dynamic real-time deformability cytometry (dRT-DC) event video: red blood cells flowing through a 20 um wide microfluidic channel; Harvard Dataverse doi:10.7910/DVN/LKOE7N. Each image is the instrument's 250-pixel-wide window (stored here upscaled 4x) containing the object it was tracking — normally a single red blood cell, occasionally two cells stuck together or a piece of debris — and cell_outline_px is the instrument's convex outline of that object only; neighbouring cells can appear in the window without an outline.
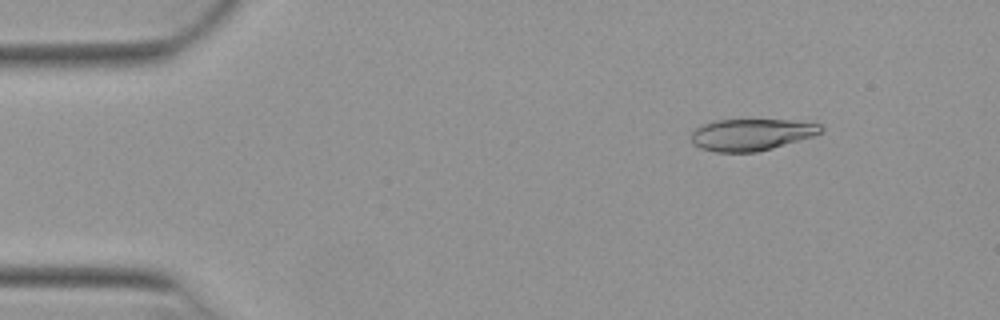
{"species": "Egyptian fruit bat (a non-hibernating species)", "species_latin": "Rousettus aegyptiacus", "temperature_condition": "warm", "stored_images_in_passage": 25, "camera_frame_rate_fps": 3000, "um_per_image_px": 0.085, "animal": {"sex": "female"}, "frame": {"image": 1, "passage_image": 6, "time_ms": 1.667, "image_size_px": [1000, 320], "cell_outline_px": [[824, 132], [812, 136], [772, 148], [756, 152], [716, 152], [700, 148], [692, 144], [692, 132], [700, 124], [716, 120], [788, 120], [820, 124], [824, 128]], "centroid_in_image_um": [63.84, 11.44], "position_along_channel_um": 21.2, "area_um2": 23.93}}
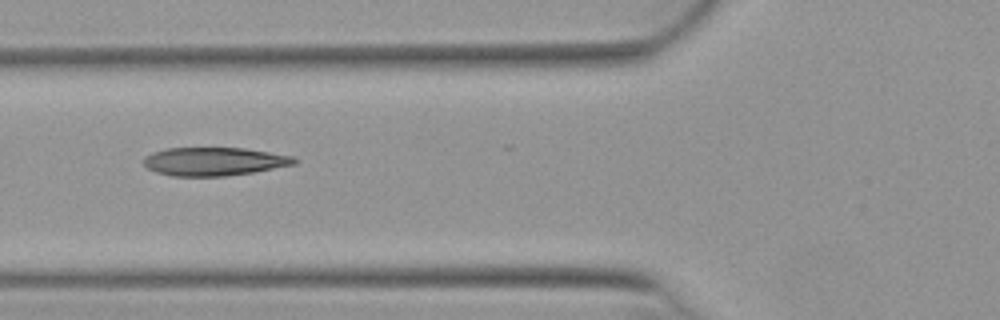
{"frame": {"image": 2, "passage_image": 19, "time_ms": 6.0, "image_size_px": [1000, 320], "cell_outline_px": [[296, 164], [252, 172], [224, 176], [172, 176], [156, 172], [148, 168], [144, 164], [144, 156], [152, 152], [164, 148], [244, 148], [296, 156]], "centroid_in_image_um": [18.19, 13.72], "position_along_channel_um": 107.6, "area_um2": 24.91}}
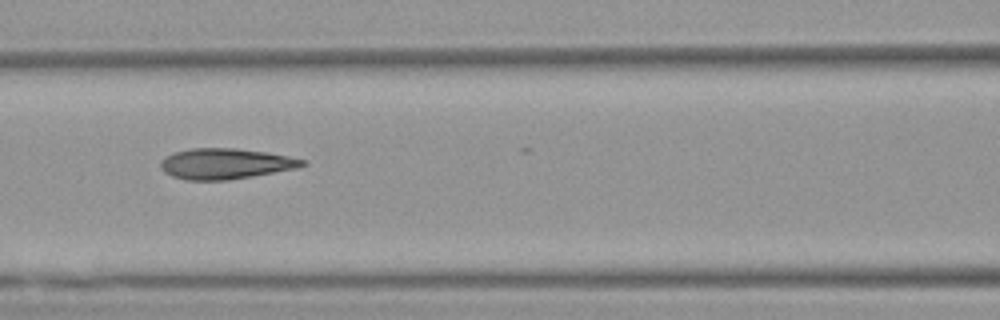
{"frame": {"image": 3, "passage_image": 22, "time_ms": 7.0, "image_size_px": [1000, 320], "cell_outline_px": [[308, 164], [296, 168], [252, 176], [228, 180], [184, 180], [172, 176], [164, 172], [160, 168], [160, 160], [172, 152], [192, 148], [236, 148], [264, 152], [288, 156], [308, 160]], "centroid_in_image_um": [19.13, 13.91], "position_along_channel_um": 147.5, "area_um2": 25.43}}